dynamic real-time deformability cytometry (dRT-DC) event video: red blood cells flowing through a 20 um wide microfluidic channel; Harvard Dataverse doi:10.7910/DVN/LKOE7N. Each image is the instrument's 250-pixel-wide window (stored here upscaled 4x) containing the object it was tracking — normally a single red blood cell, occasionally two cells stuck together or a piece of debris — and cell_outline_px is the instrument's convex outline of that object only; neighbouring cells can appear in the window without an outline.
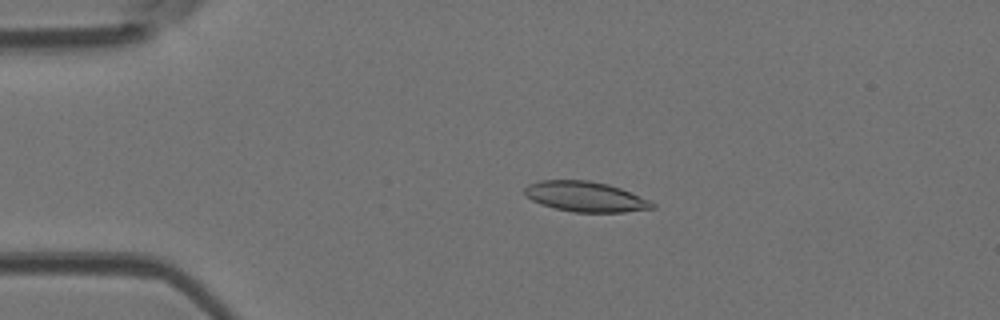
{"species": "Egyptian fruit bat (a non-hibernating species)", "species_latin": "Rousettus aegyptiacus", "temperature_condition": "room temperature", "stored_images_in_passage": 2, "camera_frame_rate_fps": 3000, "um_per_image_px": 0.085, "animal": {"sex": "female"}, "frame": {"image": 1, "passage_image": 1, "time_ms": 0.0, "image_size_px": [1000, 320], "cell_outline_px": [[656, 208], [624, 212], [572, 212], [540, 204], [524, 196], [524, 188], [528, 184], [540, 180], [588, 180], [608, 184], [620, 188], [648, 200], [656, 204]], "centroid_in_image_um": [49.73, 16.71], "position_along_channel_um": 35.3, "area_um2": 22.48}}